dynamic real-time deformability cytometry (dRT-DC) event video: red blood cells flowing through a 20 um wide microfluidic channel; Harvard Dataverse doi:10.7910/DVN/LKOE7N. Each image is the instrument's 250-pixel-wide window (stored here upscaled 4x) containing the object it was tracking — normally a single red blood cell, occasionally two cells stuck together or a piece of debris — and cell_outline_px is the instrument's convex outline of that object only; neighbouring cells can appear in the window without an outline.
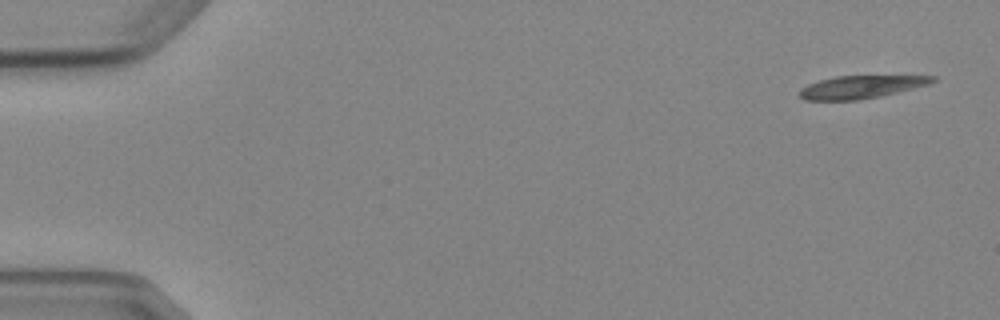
{"species": "Egyptian fruit bat (a non-hibernating species)", "species_latin": "Rousettus aegyptiacus", "temperature_condition": "cold", "stored_images_in_passage": 5, "camera_frame_rate_fps": 3000, "um_per_image_px": 0.085, "animal": {"sex": "female"}, "frame": {"image": 1, "passage_image": 1, "time_ms": 0.0, "image_size_px": [1000, 320], "cell_outline_px": [[936, 80], [928, 84], [880, 96], [860, 100], [804, 100], [800, 96], [800, 88], [808, 84], [820, 80], [836, 76], [936, 76]], "centroid_in_image_um": [73.14, 7.39], "position_along_channel_um": 11.9, "area_um2": 17.4}}
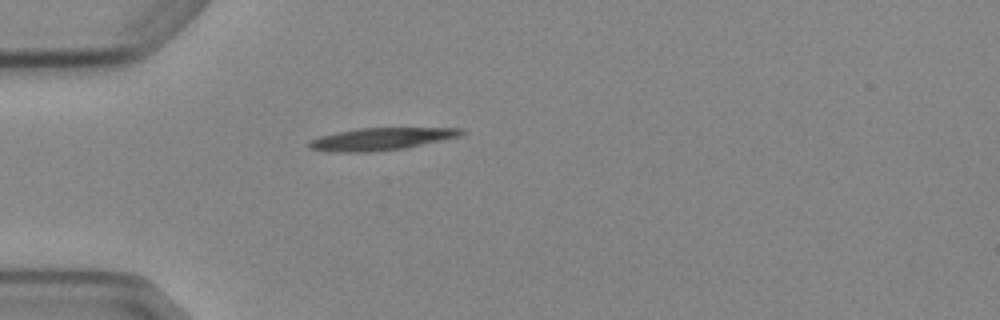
{"frame": {"image": 2, "passage_image": 5, "time_ms": 4.333, "image_size_px": [1000, 320], "cell_outline_px": [[464, 132], [460, 136], [404, 148], [368, 152], [328, 152], [308, 148], [308, 140], [320, 136], [356, 128], [464, 128]], "centroid_in_image_um": [32.33, 11.81], "position_along_channel_um": 52.7, "area_um2": 19.77}}